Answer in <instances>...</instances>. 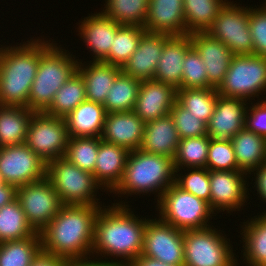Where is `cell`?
<instances>
[{
  "label": "cell",
  "mask_w": 266,
  "mask_h": 266,
  "mask_svg": "<svg viewBox=\"0 0 266 266\" xmlns=\"http://www.w3.org/2000/svg\"><path fill=\"white\" fill-rule=\"evenodd\" d=\"M32 113L25 107L0 105V147L26 143Z\"/></svg>",
  "instance_id": "30"
},
{
  "label": "cell",
  "mask_w": 266,
  "mask_h": 266,
  "mask_svg": "<svg viewBox=\"0 0 266 266\" xmlns=\"http://www.w3.org/2000/svg\"><path fill=\"white\" fill-rule=\"evenodd\" d=\"M175 176L172 158L137 149L130 151L123 177L110 194L128 199L134 194L138 197L155 193L157 198L154 200L158 201L167 188L175 183Z\"/></svg>",
  "instance_id": "4"
},
{
  "label": "cell",
  "mask_w": 266,
  "mask_h": 266,
  "mask_svg": "<svg viewBox=\"0 0 266 266\" xmlns=\"http://www.w3.org/2000/svg\"><path fill=\"white\" fill-rule=\"evenodd\" d=\"M155 202L158 219L182 231L210 227L213 224L212 216H216L208 202L183 190L176 183L170 185Z\"/></svg>",
  "instance_id": "6"
},
{
  "label": "cell",
  "mask_w": 266,
  "mask_h": 266,
  "mask_svg": "<svg viewBox=\"0 0 266 266\" xmlns=\"http://www.w3.org/2000/svg\"><path fill=\"white\" fill-rule=\"evenodd\" d=\"M17 197V187L0 181V208L14 201Z\"/></svg>",
  "instance_id": "49"
},
{
  "label": "cell",
  "mask_w": 266,
  "mask_h": 266,
  "mask_svg": "<svg viewBox=\"0 0 266 266\" xmlns=\"http://www.w3.org/2000/svg\"><path fill=\"white\" fill-rule=\"evenodd\" d=\"M165 264L184 266L183 231L157 217L146 222L142 254Z\"/></svg>",
  "instance_id": "15"
},
{
  "label": "cell",
  "mask_w": 266,
  "mask_h": 266,
  "mask_svg": "<svg viewBox=\"0 0 266 266\" xmlns=\"http://www.w3.org/2000/svg\"><path fill=\"white\" fill-rule=\"evenodd\" d=\"M80 60L77 71L83 78L87 100L103 105L121 68L102 61Z\"/></svg>",
  "instance_id": "26"
},
{
  "label": "cell",
  "mask_w": 266,
  "mask_h": 266,
  "mask_svg": "<svg viewBox=\"0 0 266 266\" xmlns=\"http://www.w3.org/2000/svg\"><path fill=\"white\" fill-rule=\"evenodd\" d=\"M250 104L246 114L245 127L266 138V97L263 100H257L256 103L252 101Z\"/></svg>",
  "instance_id": "46"
},
{
  "label": "cell",
  "mask_w": 266,
  "mask_h": 266,
  "mask_svg": "<svg viewBox=\"0 0 266 266\" xmlns=\"http://www.w3.org/2000/svg\"><path fill=\"white\" fill-rule=\"evenodd\" d=\"M209 178L210 208L216 212V215L225 210L232 215L233 211H242L243 207L248 205L246 204L250 197L248 174L239 170H209Z\"/></svg>",
  "instance_id": "14"
},
{
  "label": "cell",
  "mask_w": 266,
  "mask_h": 266,
  "mask_svg": "<svg viewBox=\"0 0 266 266\" xmlns=\"http://www.w3.org/2000/svg\"><path fill=\"white\" fill-rule=\"evenodd\" d=\"M252 172L253 173L249 174V178L252 176L254 177H252L250 183L252 184V181H255L253 183V185H255L252 187L257 191L258 199L266 203V162L261 164L257 169L253 170ZM261 213H266V210Z\"/></svg>",
  "instance_id": "47"
},
{
  "label": "cell",
  "mask_w": 266,
  "mask_h": 266,
  "mask_svg": "<svg viewBox=\"0 0 266 266\" xmlns=\"http://www.w3.org/2000/svg\"><path fill=\"white\" fill-rule=\"evenodd\" d=\"M65 266H114L112 264H107L100 260L95 259H85V260H69L66 261Z\"/></svg>",
  "instance_id": "51"
},
{
  "label": "cell",
  "mask_w": 266,
  "mask_h": 266,
  "mask_svg": "<svg viewBox=\"0 0 266 266\" xmlns=\"http://www.w3.org/2000/svg\"><path fill=\"white\" fill-rule=\"evenodd\" d=\"M210 137H190L180 139L173 158L176 169L206 167Z\"/></svg>",
  "instance_id": "39"
},
{
  "label": "cell",
  "mask_w": 266,
  "mask_h": 266,
  "mask_svg": "<svg viewBox=\"0 0 266 266\" xmlns=\"http://www.w3.org/2000/svg\"><path fill=\"white\" fill-rule=\"evenodd\" d=\"M85 100H87L85 84L81 74L76 71L56 92L50 107L45 113L65 118Z\"/></svg>",
  "instance_id": "34"
},
{
  "label": "cell",
  "mask_w": 266,
  "mask_h": 266,
  "mask_svg": "<svg viewBox=\"0 0 266 266\" xmlns=\"http://www.w3.org/2000/svg\"><path fill=\"white\" fill-rule=\"evenodd\" d=\"M131 207L121 200L100 208L94 222L91 259L114 266H129L142 254L144 231L150 218L135 215Z\"/></svg>",
  "instance_id": "1"
},
{
  "label": "cell",
  "mask_w": 266,
  "mask_h": 266,
  "mask_svg": "<svg viewBox=\"0 0 266 266\" xmlns=\"http://www.w3.org/2000/svg\"><path fill=\"white\" fill-rule=\"evenodd\" d=\"M227 1L213 21L207 33L222 41L234 55L254 54L253 40L249 29V7Z\"/></svg>",
  "instance_id": "11"
},
{
  "label": "cell",
  "mask_w": 266,
  "mask_h": 266,
  "mask_svg": "<svg viewBox=\"0 0 266 266\" xmlns=\"http://www.w3.org/2000/svg\"><path fill=\"white\" fill-rule=\"evenodd\" d=\"M39 61L40 37L16 46L0 44V105L28 108Z\"/></svg>",
  "instance_id": "3"
},
{
  "label": "cell",
  "mask_w": 266,
  "mask_h": 266,
  "mask_svg": "<svg viewBox=\"0 0 266 266\" xmlns=\"http://www.w3.org/2000/svg\"><path fill=\"white\" fill-rule=\"evenodd\" d=\"M43 37L37 74L29 93L28 109L33 112H45L50 107L56 92L77 71L79 63L73 52L63 49L54 39Z\"/></svg>",
  "instance_id": "5"
},
{
  "label": "cell",
  "mask_w": 266,
  "mask_h": 266,
  "mask_svg": "<svg viewBox=\"0 0 266 266\" xmlns=\"http://www.w3.org/2000/svg\"><path fill=\"white\" fill-rule=\"evenodd\" d=\"M177 102V89L155 80H142L133 112L145 123L170 114Z\"/></svg>",
  "instance_id": "17"
},
{
  "label": "cell",
  "mask_w": 266,
  "mask_h": 266,
  "mask_svg": "<svg viewBox=\"0 0 266 266\" xmlns=\"http://www.w3.org/2000/svg\"><path fill=\"white\" fill-rule=\"evenodd\" d=\"M100 12L120 25L144 28L149 0H105Z\"/></svg>",
  "instance_id": "36"
},
{
  "label": "cell",
  "mask_w": 266,
  "mask_h": 266,
  "mask_svg": "<svg viewBox=\"0 0 266 266\" xmlns=\"http://www.w3.org/2000/svg\"><path fill=\"white\" fill-rule=\"evenodd\" d=\"M250 102L241 98L218 94L216 107L207 123V135L216 140L231 141L245 128Z\"/></svg>",
  "instance_id": "16"
},
{
  "label": "cell",
  "mask_w": 266,
  "mask_h": 266,
  "mask_svg": "<svg viewBox=\"0 0 266 266\" xmlns=\"http://www.w3.org/2000/svg\"><path fill=\"white\" fill-rule=\"evenodd\" d=\"M228 0H183L187 35L206 33Z\"/></svg>",
  "instance_id": "31"
},
{
  "label": "cell",
  "mask_w": 266,
  "mask_h": 266,
  "mask_svg": "<svg viewBox=\"0 0 266 266\" xmlns=\"http://www.w3.org/2000/svg\"><path fill=\"white\" fill-rule=\"evenodd\" d=\"M182 88H208L206 65L192 46L183 60Z\"/></svg>",
  "instance_id": "43"
},
{
  "label": "cell",
  "mask_w": 266,
  "mask_h": 266,
  "mask_svg": "<svg viewBox=\"0 0 266 266\" xmlns=\"http://www.w3.org/2000/svg\"><path fill=\"white\" fill-rule=\"evenodd\" d=\"M145 124L133 111L107 113L101 140L129 151L140 149Z\"/></svg>",
  "instance_id": "21"
},
{
  "label": "cell",
  "mask_w": 266,
  "mask_h": 266,
  "mask_svg": "<svg viewBox=\"0 0 266 266\" xmlns=\"http://www.w3.org/2000/svg\"><path fill=\"white\" fill-rule=\"evenodd\" d=\"M65 259L54 254L44 252L42 249L33 258L30 266H65Z\"/></svg>",
  "instance_id": "48"
},
{
  "label": "cell",
  "mask_w": 266,
  "mask_h": 266,
  "mask_svg": "<svg viewBox=\"0 0 266 266\" xmlns=\"http://www.w3.org/2000/svg\"><path fill=\"white\" fill-rule=\"evenodd\" d=\"M258 8H249V29L251 32L254 54L266 57V0ZM256 7V8H255Z\"/></svg>",
  "instance_id": "45"
},
{
  "label": "cell",
  "mask_w": 266,
  "mask_h": 266,
  "mask_svg": "<svg viewBox=\"0 0 266 266\" xmlns=\"http://www.w3.org/2000/svg\"><path fill=\"white\" fill-rule=\"evenodd\" d=\"M144 28L149 33L187 35L183 0H149Z\"/></svg>",
  "instance_id": "22"
},
{
  "label": "cell",
  "mask_w": 266,
  "mask_h": 266,
  "mask_svg": "<svg viewBox=\"0 0 266 266\" xmlns=\"http://www.w3.org/2000/svg\"><path fill=\"white\" fill-rule=\"evenodd\" d=\"M42 249L40 234L0 243V266H30Z\"/></svg>",
  "instance_id": "38"
},
{
  "label": "cell",
  "mask_w": 266,
  "mask_h": 266,
  "mask_svg": "<svg viewBox=\"0 0 266 266\" xmlns=\"http://www.w3.org/2000/svg\"><path fill=\"white\" fill-rule=\"evenodd\" d=\"M179 136L173 117L168 114L146 122L140 149L151 153L174 158L179 144Z\"/></svg>",
  "instance_id": "25"
},
{
  "label": "cell",
  "mask_w": 266,
  "mask_h": 266,
  "mask_svg": "<svg viewBox=\"0 0 266 266\" xmlns=\"http://www.w3.org/2000/svg\"><path fill=\"white\" fill-rule=\"evenodd\" d=\"M191 47L189 35L171 36L164 44L153 80L182 89L183 60Z\"/></svg>",
  "instance_id": "24"
},
{
  "label": "cell",
  "mask_w": 266,
  "mask_h": 266,
  "mask_svg": "<svg viewBox=\"0 0 266 266\" xmlns=\"http://www.w3.org/2000/svg\"><path fill=\"white\" fill-rule=\"evenodd\" d=\"M130 151L124 147L101 140L95 164L94 178L106 194L111 193L121 181Z\"/></svg>",
  "instance_id": "23"
},
{
  "label": "cell",
  "mask_w": 266,
  "mask_h": 266,
  "mask_svg": "<svg viewBox=\"0 0 266 266\" xmlns=\"http://www.w3.org/2000/svg\"><path fill=\"white\" fill-rule=\"evenodd\" d=\"M141 81L124 74L116 76L103 103L106 113L133 111Z\"/></svg>",
  "instance_id": "32"
},
{
  "label": "cell",
  "mask_w": 266,
  "mask_h": 266,
  "mask_svg": "<svg viewBox=\"0 0 266 266\" xmlns=\"http://www.w3.org/2000/svg\"><path fill=\"white\" fill-rule=\"evenodd\" d=\"M170 37L167 34L146 32L141 37L138 48L123 65L121 71L140 81L154 79L164 44Z\"/></svg>",
  "instance_id": "20"
},
{
  "label": "cell",
  "mask_w": 266,
  "mask_h": 266,
  "mask_svg": "<svg viewBox=\"0 0 266 266\" xmlns=\"http://www.w3.org/2000/svg\"><path fill=\"white\" fill-rule=\"evenodd\" d=\"M175 183L183 190L205 200L210 206V178L206 167L184 168L183 171L176 169Z\"/></svg>",
  "instance_id": "41"
},
{
  "label": "cell",
  "mask_w": 266,
  "mask_h": 266,
  "mask_svg": "<svg viewBox=\"0 0 266 266\" xmlns=\"http://www.w3.org/2000/svg\"><path fill=\"white\" fill-rule=\"evenodd\" d=\"M81 20L77 24V36L83 40L87 50L92 51V61H102L109 54L113 38L121 25L101 12H91Z\"/></svg>",
  "instance_id": "19"
},
{
  "label": "cell",
  "mask_w": 266,
  "mask_h": 266,
  "mask_svg": "<svg viewBox=\"0 0 266 266\" xmlns=\"http://www.w3.org/2000/svg\"><path fill=\"white\" fill-rule=\"evenodd\" d=\"M227 237L213 225L183 231L184 266H238L239 256Z\"/></svg>",
  "instance_id": "8"
},
{
  "label": "cell",
  "mask_w": 266,
  "mask_h": 266,
  "mask_svg": "<svg viewBox=\"0 0 266 266\" xmlns=\"http://www.w3.org/2000/svg\"><path fill=\"white\" fill-rule=\"evenodd\" d=\"M146 32L147 30L140 26L121 25L113 38L109 54L102 62L122 68L138 48L140 39Z\"/></svg>",
  "instance_id": "37"
},
{
  "label": "cell",
  "mask_w": 266,
  "mask_h": 266,
  "mask_svg": "<svg viewBox=\"0 0 266 266\" xmlns=\"http://www.w3.org/2000/svg\"><path fill=\"white\" fill-rule=\"evenodd\" d=\"M192 46L206 65L208 88H218L223 82L234 56L232 51L220 40L206 33L190 34Z\"/></svg>",
  "instance_id": "18"
},
{
  "label": "cell",
  "mask_w": 266,
  "mask_h": 266,
  "mask_svg": "<svg viewBox=\"0 0 266 266\" xmlns=\"http://www.w3.org/2000/svg\"><path fill=\"white\" fill-rule=\"evenodd\" d=\"M129 266H174V265L165 264L159 260L147 257L145 255H140Z\"/></svg>",
  "instance_id": "50"
},
{
  "label": "cell",
  "mask_w": 266,
  "mask_h": 266,
  "mask_svg": "<svg viewBox=\"0 0 266 266\" xmlns=\"http://www.w3.org/2000/svg\"><path fill=\"white\" fill-rule=\"evenodd\" d=\"M216 88L177 89V103L199 120L209 122L217 103Z\"/></svg>",
  "instance_id": "35"
},
{
  "label": "cell",
  "mask_w": 266,
  "mask_h": 266,
  "mask_svg": "<svg viewBox=\"0 0 266 266\" xmlns=\"http://www.w3.org/2000/svg\"><path fill=\"white\" fill-rule=\"evenodd\" d=\"M206 168L208 170H239L231 141L210 138Z\"/></svg>",
  "instance_id": "42"
},
{
  "label": "cell",
  "mask_w": 266,
  "mask_h": 266,
  "mask_svg": "<svg viewBox=\"0 0 266 266\" xmlns=\"http://www.w3.org/2000/svg\"><path fill=\"white\" fill-rule=\"evenodd\" d=\"M241 224L240 235L243 241H239L243 243V260L242 263H237L238 266H266V213H258Z\"/></svg>",
  "instance_id": "27"
},
{
  "label": "cell",
  "mask_w": 266,
  "mask_h": 266,
  "mask_svg": "<svg viewBox=\"0 0 266 266\" xmlns=\"http://www.w3.org/2000/svg\"><path fill=\"white\" fill-rule=\"evenodd\" d=\"M98 148L99 137H69L64 158L81 170L93 173Z\"/></svg>",
  "instance_id": "40"
},
{
  "label": "cell",
  "mask_w": 266,
  "mask_h": 266,
  "mask_svg": "<svg viewBox=\"0 0 266 266\" xmlns=\"http://www.w3.org/2000/svg\"><path fill=\"white\" fill-rule=\"evenodd\" d=\"M101 207L64 205L39 233L42 250L67 261L90 259L94 222Z\"/></svg>",
  "instance_id": "2"
},
{
  "label": "cell",
  "mask_w": 266,
  "mask_h": 266,
  "mask_svg": "<svg viewBox=\"0 0 266 266\" xmlns=\"http://www.w3.org/2000/svg\"><path fill=\"white\" fill-rule=\"evenodd\" d=\"M46 168L26 143L0 147V181L18 188L46 177Z\"/></svg>",
  "instance_id": "13"
},
{
  "label": "cell",
  "mask_w": 266,
  "mask_h": 266,
  "mask_svg": "<svg viewBox=\"0 0 266 266\" xmlns=\"http://www.w3.org/2000/svg\"><path fill=\"white\" fill-rule=\"evenodd\" d=\"M46 177L64 205L104 206L105 204L102 205L101 199L97 198L99 189L102 191L103 188L96 182L94 175L81 170L64 157L47 163Z\"/></svg>",
  "instance_id": "7"
},
{
  "label": "cell",
  "mask_w": 266,
  "mask_h": 266,
  "mask_svg": "<svg viewBox=\"0 0 266 266\" xmlns=\"http://www.w3.org/2000/svg\"><path fill=\"white\" fill-rule=\"evenodd\" d=\"M217 92L249 102L255 101V97L263 100V95H266V57L255 54L234 55Z\"/></svg>",
  "instance_id": "9"
},
{
  "label": "cell",
  "mask_w": 266,
  "mask_h": 266,
  "mask_svg": "<svg viewBox=\"0 0 266 266\" xmlns=\"http://www.w3.org/2000/svg\"><path fill=\"white\" fill-rule=\"evenodd\" d=\"M239 171L252 173L266 162V138L248 130L239 131L231 140Z\"/></svg>",
  "instance_id": "29"
},
{
  "label": "cell",
  "mask_w": 266,
  "mask_h": 266,
  "mask_svg": "<svg viewBox=\"0 0 266 266\" xmlns=\"http://www.w3.org/2000/svg\"><path fill=\"white\" fill-rule=\"evenodd\" d=\"M106 114L102 104L83 101L65 117L69 137H101Z\"/></svg>",
  "instance_id": "28"
},
{
  "label": "cell",
  "mask_w": 266,
  "mask_h": 266,
  "mask_svg": "<svg viewBox=\"0 0 266 266\" xmlns=\"http://www.w3.org/2000/svg\"><path fill=\"white\" fill-rule=\"evenodd\" d=\"M29 224L40 231L64 206L47 177L17 188V197Z\"/></svg>",
  "instance_id": "12"
},
{
  "label": "cell",
  "mask_w": 266,
  "mask_h": 266,
  "mask_svg": "<svg viewBox=\"0 0 266 266\" xmlns=\"http://www.w3.org/2000/svg\"><path fill=\"white\" fill-rule=\"evenodd\" d=\"M179 139L207 135V123L199 120L191 112L182 108L177 102L170 111Z\"/></svg>",
  "instance_id": "44"
},
{
  "label": "cell",
  "mask_w": 266,
  "mask_h": 266,
  "mask_svg": "<svg viewBox=\"0 0 266 266\" xmlns=\"http://www.w3.org/2000/svg\"><path fill=\"white\" fill-rule=\"evenodd\" d=\"M36 233L17 199L0 208V243L22 240Z\"/></svg>",
  "instance_id": "33"
},
{
  "label": "cell",
  "mask_w": 266,
  "mask_h": 266,
  "mask_svg": "<svg viewBox=\"0 0 266 266\" xmlns=\"http://www.w3.org/2000/svg\"><path fill=\"white\" fill-rule=\"evenodd\" d=\"M69 134L65 118L33 112L27 128V146L44 162L63 158Z\"/></svg>",
  "instance_id": "10"
}]
</instances>
